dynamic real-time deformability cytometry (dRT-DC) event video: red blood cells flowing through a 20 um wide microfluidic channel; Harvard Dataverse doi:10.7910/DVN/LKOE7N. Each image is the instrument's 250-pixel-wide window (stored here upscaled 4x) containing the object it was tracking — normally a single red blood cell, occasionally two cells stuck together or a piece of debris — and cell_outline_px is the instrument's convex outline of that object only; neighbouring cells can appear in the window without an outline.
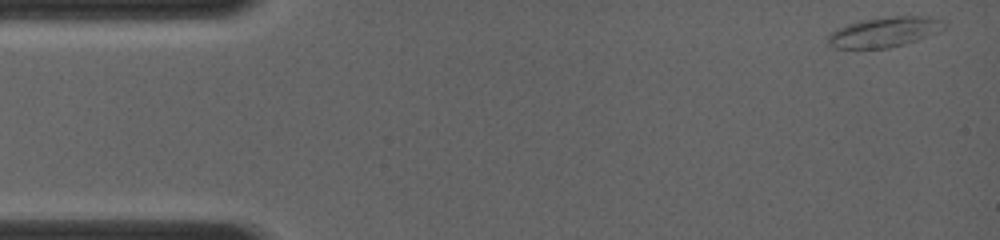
{"species": "common noctule bat (a hibernating species)", "species_latin": "Nyctalus noctula", "temperature_condition": "room temperature", "stored_images_in_passage": 10, "camera_frame_rate_fps": 4000, "um_per_image_px": 0.085, "animal": {"sex": "female", "body_mass_g": 19.0, "forearm_length_mm": 56.7}, "frame": {"image": 1, "passage_image": 1, "time_ms": 0.0, "image_size_px": [1000, 240], "cell_outline_px": [[948, 28], [940, 32], [904, 44], [888, 48], [836, 48], [828, 44], [828, 36], [836, 28], [848, 24], [864, 20], [896, 16], [928, 16], [944, 20], [948, 24]], "centroid_in_image_um": [75.26, 2.71], "position_along_channel_um": 9.7, "area_um2": 20.4}}
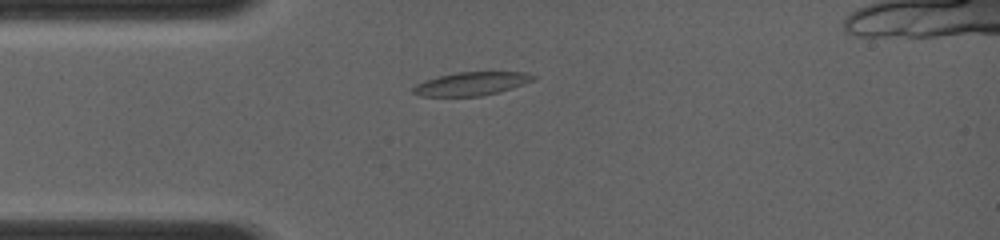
{"frame": {"image": 2, "passage_image": 6, "time_ms": 3.0, "image_size_px": [1000, 240], "cell_outline_px": [[536, 80], [512, 88], [480, 96], [420, 96], [412, 92], [412, 88], [416, 84], [424, 80], [456, 72], [528, 72], [536, 76]], "centroid_in_image_um": [40.08, 7.11], "position_along_channel_um": 44.9, "area_um2": 16.36}}
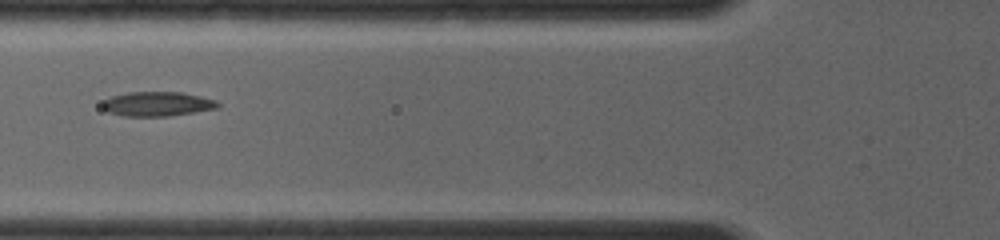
{"frame": {"image": 3, "passage_image": 9, "time_ms": 4.75, "image_size_px": [1000, 240], "cell_outline_px": [[220, 104], [216, 108], [168, 116], [124, 116], [108, 112], [100, 108], [100, 104], [104, 100], [112, 96], [128, 92], [180, 92], [200, 96], [216, 100]], "centroid_in_image_um": [13.3, 8.83], "position_along_channel_um": 112.5, "area_um2": 16.42}}